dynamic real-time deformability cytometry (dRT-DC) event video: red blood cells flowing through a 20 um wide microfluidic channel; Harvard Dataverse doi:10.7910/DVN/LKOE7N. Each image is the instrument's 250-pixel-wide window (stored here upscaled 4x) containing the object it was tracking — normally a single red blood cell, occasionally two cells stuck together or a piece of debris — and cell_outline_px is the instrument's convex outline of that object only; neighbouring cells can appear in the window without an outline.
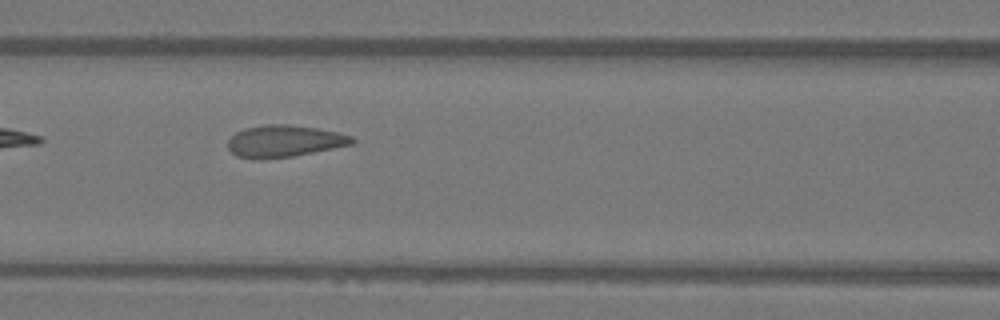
{"species": "Egyptian fruit bat (a non-hibernating species)", "species_latin": "Rousettus aegyptiacus", "temperature_condition": "warm", "stored_images_in_passage": 8, "camera_frame_rate_fps": 3000, "um_per_image_px": 0.085, "animal": {"sex": "female"}, "frame": {"image": 1, "passage_image": 5, "time_ms": 1.333, "image_size_px": [1000, 320], "cell_outline_px": [[356, 140], [352, 144], [292, 156], [264, 160], [252, 160], [236, 156], [228, 148], [228, 140], [236, 132], [244, 128], [264, 124], [288, 124], [316, 128], [336, 132], [352, 136]], "centroid_in_image_um": [24.1, 12.0], "position_along_channel_um": 142.5, "area_um2": 23.18}}
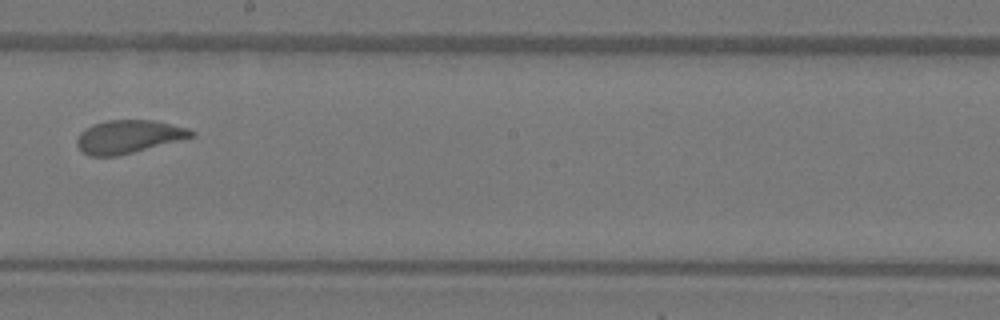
{"frame": {"image": 2, "passage_image": 7, "time_ms": 2.0, "image_size_px": [1000, 320], "cell_outline_px": [[196, 136], [116, 156], [88, 156], [80, 152], [76, 144], [76, 140], [80, 132], [92, 124], [108, 120], [152, 120], [188, 128], [196, 132]], "centroid_in_image_um": [10.88, 11.62], "position_along_channel_um": 237.3, "area_um2": 22.08}}
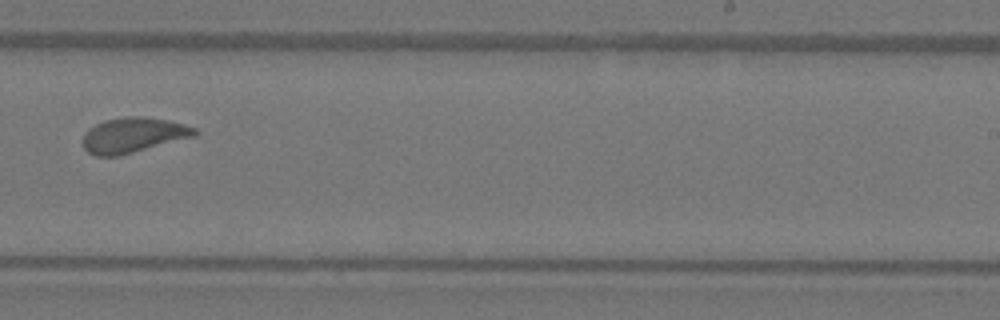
{"frame": {"image": 3, "passage_image": 8, "time_ms": 2.333, "image_size_px": [1000, 320], "cell_outline_px": [[196, 136], [116, 156], [96, 156], [88, 152], [84, 148], [84, 132], [88, 128], [104, 120], [128, 116], [144, 116], [168, 120], [184, 124], [196, 128]], "centroid_in_image_um": [11.31, 11.47], "position_along_channel_um": 277.7, "area_um2": 22.72}}